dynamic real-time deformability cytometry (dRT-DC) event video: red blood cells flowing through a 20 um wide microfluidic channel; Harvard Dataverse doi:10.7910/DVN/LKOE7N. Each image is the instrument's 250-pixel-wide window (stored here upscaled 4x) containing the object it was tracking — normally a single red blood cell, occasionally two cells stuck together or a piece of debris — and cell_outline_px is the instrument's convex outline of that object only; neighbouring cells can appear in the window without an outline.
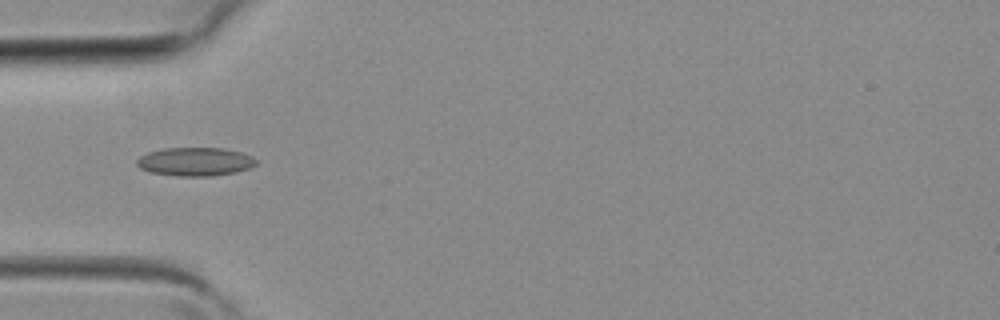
{"species": "common noctule bat (a hibernating species)", "species_latin": "Nyctalus noctula", "temperature_condition": "room temperature", "stored_images_in_passage": 2, "camera_frame_rate_fps": 3000, "um_per_image_px": 0.085, "animal": {"sex": "female", "body_mass_g": 19.3, "forearm_length_mm": 54.1}, "frame": {"image": 1, "passage_image": 2, "time_ms": 0.333, "image_size_px": [1000, 320], "cell_outline_px": [[256, 164], [248, 168], [236, 172], [212, 176], [176, 176], [148, 172], [140, 168], [136, 164], [136, 160], [140, 156], [148, 152], [164, 148], [224, 148], [240, 152], [252, 156], [256, 160]], "centroid_in_image_um": [16.56, 13.74], "position_along_channel_um": 68.4, "area_um2": 19.88}}